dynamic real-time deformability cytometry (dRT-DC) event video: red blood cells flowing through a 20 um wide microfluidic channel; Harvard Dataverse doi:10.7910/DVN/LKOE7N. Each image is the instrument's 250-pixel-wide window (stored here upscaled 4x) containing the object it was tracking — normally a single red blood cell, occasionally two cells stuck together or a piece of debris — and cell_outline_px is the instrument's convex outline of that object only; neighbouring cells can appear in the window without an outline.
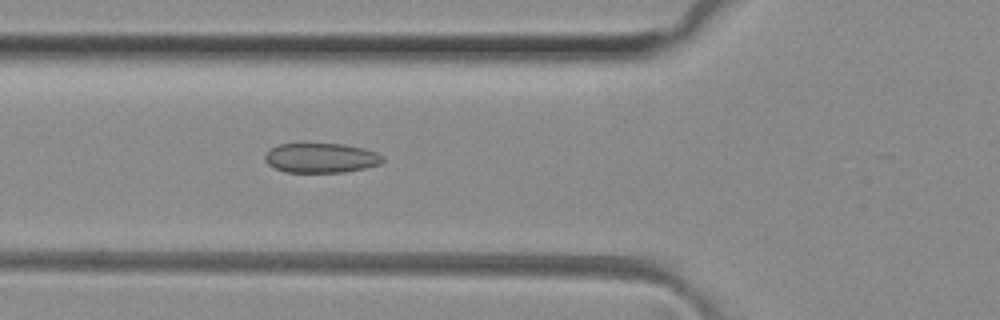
{"species": "common noctule bat (a hibernating species)", "species_latin": "Nyctalus noctula", "temperature_condition": "room temperature", "stored_images_in_passage": 36, "camera_frame_rate_fps": 3000, "um_per_image_px": 0.085, "animal": {"sex": "female", "body_mass_g": 29.2, "forearm_length_mm": 56.3}, "frame": {"image": 1, "passage_image": 8, "time_ms": 2.333, "image_size_px": [1000, 320], "cell_outline_px": [[384, 160], [380, 164], [364, 168], [344, 172], [284, 172], [268, 164], [264, 160], [264, 156], [272, 148], [280, 144], [344, 144], [364, 148], [376, 152]], "centroid_in_image_um": [27.28, 13.43], "position_along_channel_um": 98.5, "area_um2": 20.17}}
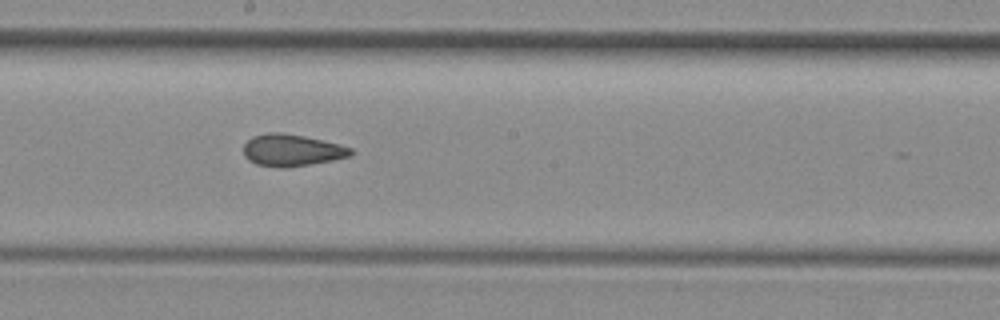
{"frame": {"image": 2, "passage_image": 17, "time_ms": 5.333, "image_size_px": [1000, 320], "cell_outline_px": [[352, 156], [332, 160], [284, 168], [280, 168], [256, 164], [248, 160], [244, 156], [244, 144], [252, 136], [268, 132], [280, 132], [304, 136], [340, 144], [352, 148]], "centroid_in_image_um": [24.79, 12.76], "position_along_channel_um": 223.4, "area_um2": 19.94}}
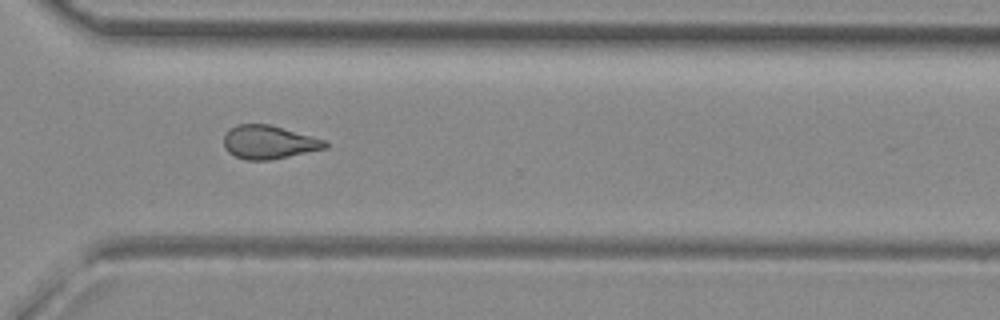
{"frame": {"image": 3, "passage_image": 26, "time_ms": 8.333, "image_size_px": [1000, 320], "cell_outline_px": [[328, 148], [268, 160], [248, 160], [236, 156], [228, 152], [224, 148], [224, 136], [236, 124], [268, 124], [328, 140]], "centroid_in_image_um": [22.88, 12.08], "position_along_channel_um": 347.7, "area_um2": 19.65}, "authors_computed_cell_mechanics": {"area_um2": 19.8832, "velocity_mm_per_s": 4.1481, "shape_relaxation_time_tau1_ms": null, "shape_relaxation_time_tau2_ms": 2.1442, "deformation_change_tau1": null, "deformation_change_tau2": 0.0947}}